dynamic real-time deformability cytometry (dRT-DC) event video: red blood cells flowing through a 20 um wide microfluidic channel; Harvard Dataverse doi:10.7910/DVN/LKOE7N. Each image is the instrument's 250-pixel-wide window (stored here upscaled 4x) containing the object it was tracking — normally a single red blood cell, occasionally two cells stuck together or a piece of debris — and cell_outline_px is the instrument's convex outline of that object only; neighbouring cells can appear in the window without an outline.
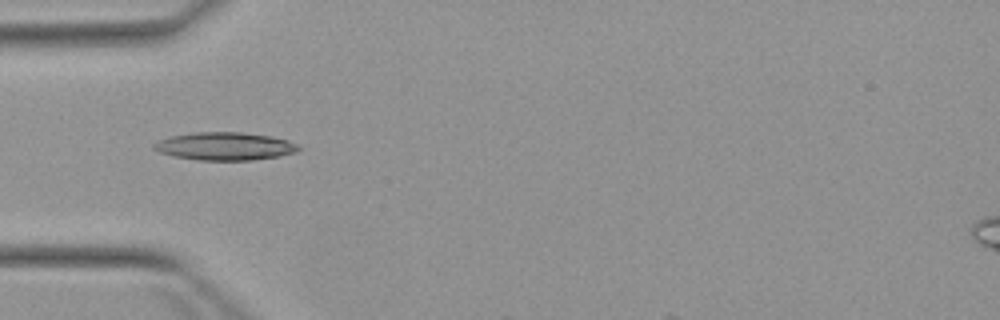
{"species": "Egyptian fruit bat (a non-hibernating species)", "species_latin": "Rousettus aegyptiacus", "temperature_condition": "warm", "stored_images_in_passage": 2, "camera_frame_rate_fps": 3000, "um_per_image_px": 0.085, "animal": {"sex": "female"}, "frame": {"image": 1, "passage_image": 1, "time_ms": 0.0, "image_size_px": [1000, 320], "cell_outline_px": [[300, 148], [296, 152], [280, 156], [252, 160], [200, 160], [172, 156], [160, 152], [152, 148], [152, 144], [160, 140], [172, 136], [196, 132], [240, 132], [272, 136], [288, 140], [296, 144]], "centroid_in_image_um": [19.12, 12.43], "position_along_channel_um": 65.9, "area_um2": 23.47}}